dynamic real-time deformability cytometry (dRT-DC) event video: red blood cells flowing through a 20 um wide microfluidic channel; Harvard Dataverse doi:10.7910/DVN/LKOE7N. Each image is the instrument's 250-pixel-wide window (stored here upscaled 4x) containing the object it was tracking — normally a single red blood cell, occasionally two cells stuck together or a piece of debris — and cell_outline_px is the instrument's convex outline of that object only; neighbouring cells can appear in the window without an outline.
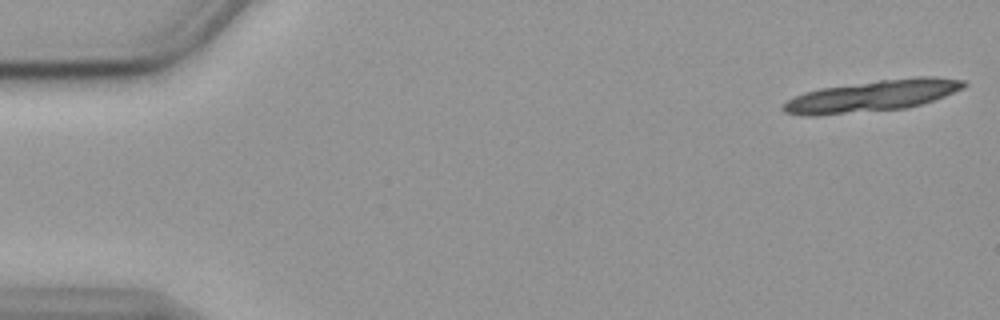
{"species": "common noctule bat (a hibernating species)", "species_latin": "Nyctalus noctula", "temperature_condition": "cold", "stored_images_in_passage": 18, "camera_frame_rate_fps": 3000, "um_per_image_px": 0.085, "animal": {"sex": "female", "body_mass_g": 19.9}, "frame": {"image": 1, "passage_image": 1, "time_ms": 0.0, "image_size_px": [1000, 320], "cell_outline_px": [[968, 84], [964, 88], [944, 96], [908, 108], [816, 116], [804, 116], [784, 112], [780, 108], [788, 100], [804, 92], [820, 88], [880, 80], [916, 76], [936, 76], [964, 80]], "centroid_in_image_um": [74.15, 8.15], "position_along_channel_um": 10.9, "area_um2": 33.12}}